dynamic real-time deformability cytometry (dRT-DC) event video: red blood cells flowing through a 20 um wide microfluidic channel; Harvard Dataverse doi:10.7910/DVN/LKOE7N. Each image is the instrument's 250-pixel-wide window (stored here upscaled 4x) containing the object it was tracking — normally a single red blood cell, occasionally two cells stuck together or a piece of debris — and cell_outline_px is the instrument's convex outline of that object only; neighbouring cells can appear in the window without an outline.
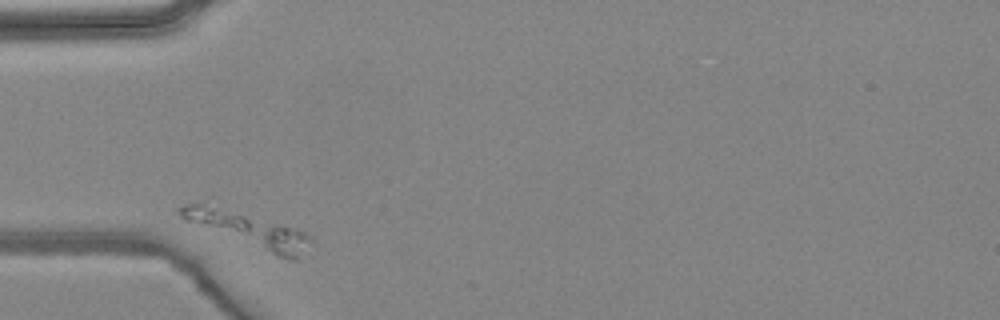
{"species": "common noctule bat (a hibernating species)", "species_latin": "Nyctalus noctula", "temperature_condition": "warm", "stored_images_in_passage": 2, "camera_frame_rate_fps": 3000, "um_per_image_px": 0.085, "animal": {"sex": "female", "body_mass_g": 24.6, "forearm_length_mm": 56.2}, "frame": {"image": 1, "passage_image": 1, "time_ms": 0.0, "image_size_px": [1000, 320], "cell_outline_px": [[312, 240], [296, 260], [288, 260], [276, 256], [184, 220], [176, 212], [176, 208], [184, 204], [204, 204], [304, 232], [312, 236]], "centroid_in_image_um": [21.08, 19.57], "position_along_channel_um": 63.9, "area_um2": 24.57}}